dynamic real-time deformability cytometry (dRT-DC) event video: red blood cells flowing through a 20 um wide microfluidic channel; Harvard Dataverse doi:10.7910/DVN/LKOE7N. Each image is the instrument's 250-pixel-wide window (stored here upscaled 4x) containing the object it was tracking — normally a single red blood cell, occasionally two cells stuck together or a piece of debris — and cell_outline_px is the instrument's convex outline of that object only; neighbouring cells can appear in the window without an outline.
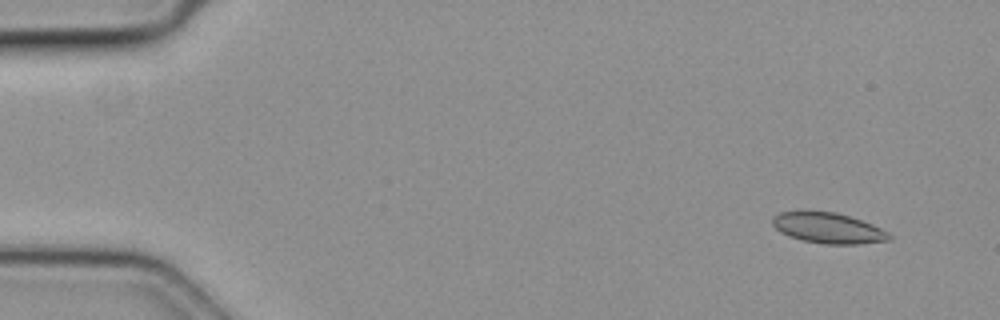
{"species": "common noctule bat (a hibernating species)", "species_latin": "Nyctalus noctula", "temperature_condition": "cold", "stored_images_in_passage": 14, "camera_frame_rate_fps": 3000, "um_per_image_px": 0.085, "animal": {"sex": "female", "body_mass_g": 19.3, "forearm_length_mm": 54.1}, "frame": {"image": 1, "passage_image": 3, "time_ms": 0.667, "image_size_px": [1000, 320], "cell_outline_px": [[892, 236], [888, 240], [856, 244], [824, 244], [800, 240], [788, 236], [780, 232], [772, 224], [772, 216], [780, 212], [804, 208], [836, 212], [872, 224], [888, 232]], "centroid_in_image_um": [70.29, 19.34], "position_along_channel_um": 14.7, "area_um2": 21.39}}